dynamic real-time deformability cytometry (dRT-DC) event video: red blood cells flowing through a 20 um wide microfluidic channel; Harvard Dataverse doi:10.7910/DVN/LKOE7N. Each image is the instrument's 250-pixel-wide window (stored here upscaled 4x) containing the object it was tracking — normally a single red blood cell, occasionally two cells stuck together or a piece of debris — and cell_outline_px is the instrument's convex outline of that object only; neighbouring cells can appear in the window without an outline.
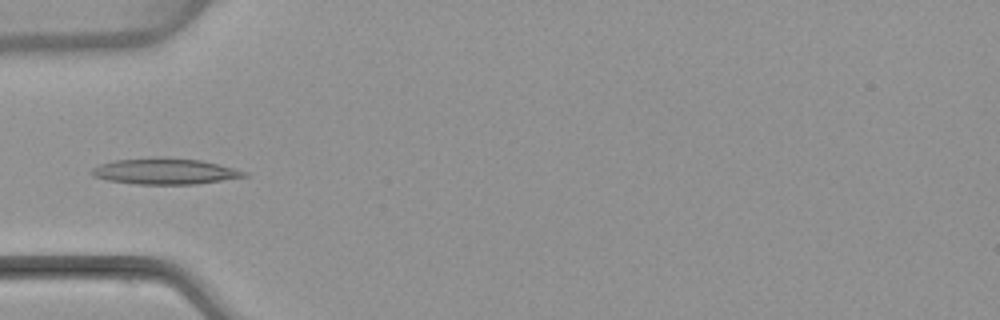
{"species": "common noctule bat (a hibernating species)", "species_latin": "Nyctalus noctula", "temperature_condition": "warm", "stored_images_in_passage": 5, "camera_frame_rate_fps": 3000, "um_per_image_px": 0.085, "animal": {"sex": "female", "body_mass_g": 22.7, "forearm_length_mm": 54.2}, "frame": {"image": 1, "passage_image": 5, "time_ms": 5.0, "image_size_px": [1000, 320], "cell_outline_px": [[248, 176], [196, 184], [136, 184], [108, 180], [92, 176], [88, 172], [92, 168], [100, 164], [116, 160], [156, 156], [164, 156], [200, 160], [248, 172]], "centroid_in_image_um": [13.96, 14.55], "position_along_channel_um": 71.0, "area_um2": 23.24}}